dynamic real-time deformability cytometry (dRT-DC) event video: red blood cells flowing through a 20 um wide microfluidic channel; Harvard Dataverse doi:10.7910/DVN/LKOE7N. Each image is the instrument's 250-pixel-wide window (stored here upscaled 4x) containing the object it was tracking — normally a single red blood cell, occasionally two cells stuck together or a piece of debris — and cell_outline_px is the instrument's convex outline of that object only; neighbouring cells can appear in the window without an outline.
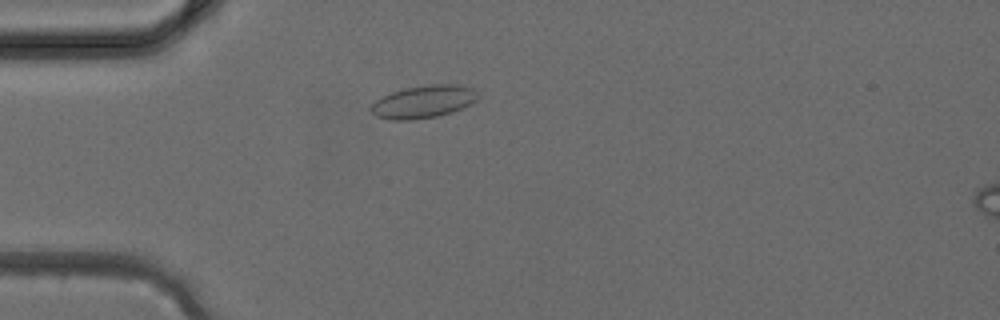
{"species": "common noctule bat (a hibernating species)", "species_latin": "Nyctalus noctula", "temperature_condition": "cold", "stored_images_in_passage": 32, "camera_frame_rate_fps": 3000, "um_per_image_px": 0.085, "animal": {"sex": "female", "body_mass_g": 24.6, "forearm_length_mm": 56.2}, "frame": {"image": 1, "passage_image": 4, "time_ms": 1.0, "image_size_px": [1000, 320], "cell_outline_px": [[480, 96], [472, 104], [452, 112], [436, 116], [412, 120], [388, 120], [376, 116], [368, 108], [376, 100], [392, 92], [404, 88], [428, 84], [460, 84], [472, 88]], "centroid_in_image_um": [36.0, 8.64], "position_along_channel_um": 49.0, "area_um2": 20.52}}
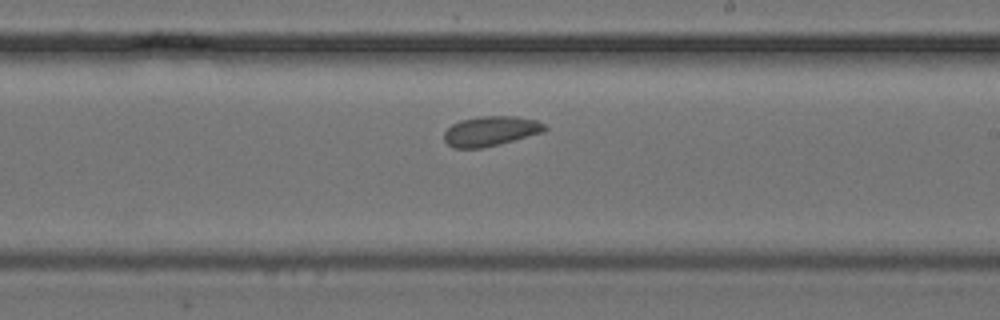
{"frame": {"image": 2, "passage_image": 16, "time_ms": 5.0, "image_size_px": [1000, 320], "cell_outline_px": [[548, 128], [544, 132], [480, 148], [452, 148], [444, 140], [444, 132], [452, 124], [460, 120], [480, 116], [516, 116], [536, 120], [544, 124]], "centroid_in_image_um": [41.69, 11.13], "position_along_channel_um": 247.3, "area_um2": 17.34}}
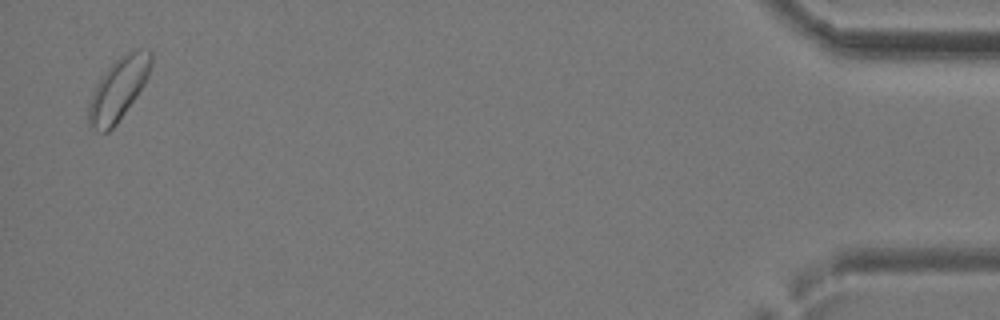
{"frame": {"image": 3, "passage_image": 31, "time_ms": 10.0, "image_size_px": [1000, 320], "cell_outline_px": [[152, 64], [148, 76], [144, 84], [136, 96], [116, 124], [108, 132], [96, 132], [88, 128], [88, 104], [104, 72], [116, 60], [128, 52], [152, 52]], "centroid_in_image_um": [10.03, 7.65], "position_along_channel_um": 425.2, "area_um2": 22.02}}